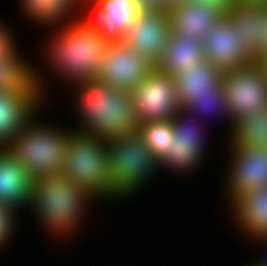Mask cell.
<instances>
[{
	"mask_svg": "<svg viewBox=\"0 0 267 266\" xmlns=\"http://www.w3.org/2000/svg\"><path fill=\"white\" fill-rule=\"evenodd\" d=\"M75 13L76 17L73 16ZM79 14L80 16H77L75 9L50 2L35 10L31 18L37 25L57 28L53 31L55 34L52 32L53 35L48 37L49 44L47 43L44 49L45 59L47 58L45 61L48 64L44 65L50 66L52 73L56 72L57 78L62 77V80L69 82V86L79 82L95 81L100 58L109 44L82 12Z\"/></svg>",
	"mask_w": 267,
	"mask_h": 266,
	"instance_id": "obj_1",
	"label": "cell"
},
{
	"mask_svg": "<svg viewBox=\"0 0 267 266\" xmlns=\"http://www.w3.org/2000/svg\"><path fill=\"white\" fill-rule=\"evenodd\" d=\"M74 88V89H73ZM78 121L72 130L86 132L104 140L139 132L140 123L132 92L95 81L72 84ZM83 123V124H82ZM77 127V128H76Z\"/></svg>",
	"mask_w": 267,
	"mask_h": 266,
	"instance_id": "obj_2",
	"label": "cell"
},
{
	"mask_svg": "<svg viewBox=\"0 0 267 266\" xmlns=\"http://www.w3.org/2000/svg\"><path fill=\"white\" fill-rule=\"evenodd\" d=\"M96 200L86 189L59 174L34 180L27 209H32L49 234L70 238L87 215L88 205Z\"/></svg>",
	"mask_w": 267,
	"mask_h": 266,
	"instance_id": "obj_3",
	"label": "cell"
},
{
	"mask_svg": "<svg viewBox=\"0 0 267 266\" xmlns=\"http://www.w3.org/2000/svg\"><path fill=\"white\" fill-rule=\"evenodd\" d=\"M43 105L30 117L21 134L7 147L33 180L62 174L71 127L39 121ZM40 110V111H39Z\"/></svg>",
	"mask_w": 267,
	"mask_h": 266,
	"instance_id": "obj_4",
	"label": "cell"
},
{
	"mask_svg": "<svg viewBox=\"0 0 267 266\" xmlns=\"http://www.w3.org/2000/svg\"><path fill=\"white\" fill-rule=\"evenodd\" d=\"M106 145L108 174L115 200L135 196L160 170L159 159L147 146L140 132L113 137L106 140Z\"/></svg>",
	"mask_w": 267,
	"mask_h": 266,
	"instance_id": "obj_5",
	"label": "cell"
},
{
	"mask_svg": "<svg viewBox=\"0 0 267 266\" xmlns=\"http://www.w3.org/2000/svg\"><path fill=\"white\" fill-rule=\"evenodd\" d=\"M62 174L86 189L97 201L107 199L115 202L108 174L106 140L86 132L71 130Z\"/></svg>",
	"mask_w": 267,
	"mask_h": 266,
	"instance_id": "obj_6",
	"label": "cell"
},
{
	"mask_svg": "<svg viewBox=\"0 0 267 266\" xmlns=\"http://www.w3.org/2000/svg\"><path fill=\"white\" fill-rule=\"evenodd\" d=\"M223 85L233 124L267 105V77L258 59L224 72Z\"/></svg>",
	"mask_w": 267,
	"mask_h": 266,
	"instance_id": "obj_7",
	"label": "cell"
},
{
	"mask_svg": "<svg viewBox=\"0 0 267 266\" xmlns=\"http://www.w3.org/2000/svg\"><path fill=\"white\" fill-rule=\"evenodd\" d=\"M141 54L122 43H109L100 58L95 82L133 92L153 70Z\"/></svg>",
	"mask_w": 267,
	"mask_h": 266,
	"instance_id": "obj_8",
	"label": "cell"
},
{
	"mask_svg": "<svg viewBox=\"0 0 267 266\" xmlns=\"http://www.w3.org/2000/svg\"><path fill=\"white\" fill-rule=\"evenodd\" d=\"M139 123L172 120L180 110L174 77L156 68L132 92Z\"/></svg>",
	"mask_w": 267,
	"mask_h": 266,
	"instance_id": "obj_9",
	"label": "cell"
},
{
	"mask_svg": "<svg viewBox=\"0 0 267 266\" xmlns=\"http://www.w3.org/2000/svg\"><path fill=\"white\" fill-rule=\"evenodd\" d=\"M228 175L224 184L230 202L237 196L267 186V146H228Z\"/></svg>",
	"mask_w": 267,
	"mask_h": 266,
	"instance_id": "obj_10",
	"label": "cell"
},
{
	"mask_svg": "<svg viewBox=\"0 0 267 266\" xmlns=\"http://www.w3.org/2000/svg\"><path fill=\"white\" fill-rule=\"evenodd\" d=\"M170 34L171 20L168 11L138 13L123 33L121 43L141 54L156 67Z\"/></svg>",
	"mask_w": 267,
	"mask_h": 266,
	"instance_id": "obj_11",
	"label": "cell"
},
{
	"mask_svg": "<svg viewBox=\"0 0 267 266\" xmlns=\"http://www.w3.org/2000/svg\"><path fill=\"white\" fill-rule=\"evenodd\" d=\"M78 9L108 43H121L138 14L133 0H87Z\"/></svg>",
	"mask_w": 267,
	"mask_h": 266,
	"instance_id": "obj_12",
	"label": "cell"
},
{
	"mask_svg": "<svg viewBox=\"0 0 267 266\" xmlns=\"http://www.w3.org/2000/svg\"><path fill=\"white\" fill-rule=\"evenodd\" d=\"M234 26L222 17L202 40L205 59L223 72L241 68L255 59L241 46Z\"/></svg>",
	"mask_w": 267,
	"mask_h": 266,
	"instance_id": "obj_13",
	"label": "cell"
},
{
	"mask_svg": "<svg viewBox=\"0 0 267 266\" xmlns=\"http://www.w3.org/2000/svg\"><path fill=\"white\" fill-rule=\"evenodd\" d=\"M17 46L4 58H0V89L10 90L24 97H43L45 101L48 94L45 90L48 87L45 85L46 78L37 67L34 68L33 63L21 56Z\"/></svg>",
	"mask_w": 267,
	"mask_h": 266,
	"instance_id": "obj_14",
	"label": "cell"
},
{
	"mask_svg": "<svg viewBox=\"0 0 267 266\" xmlns=\"http://www.w3.org/2000/svg\"><path fill=\"white\" fill-rule=\"evenodd\" d=\"M43 104V97H24L0 89V148H7L21 134Z\"/></svg>",
	"mask_w": 267,
	"mask_h": 266,
	"instance_id": "obj_15",
	"label": "cell"
},
{
	"mask_svg": "<svg viewBox=\"0 0 267 266\" xmlns=\"http://www.w3.org/2000/svg\"><path fill=\"white\" fill-rule=\"evenodd\" d=\"M223 74L207 59L178 73L174 76L178 102L184 98L224 97Z\"/></svg>",
	"mask_w": 267,
	"mask_h": 266,
	"instance_id": "obj_16",
	"label": "cell"
},
{
	"mask_svg": "<svg viewBox=\"0 0 267 266\" xmlns=\"http://www.w3.org/2000/svg\"><path fill=\"white\" fill-rule=\"evenodd\" d=\"M33 183L32 177L8 148H0V203L26 209Z\"/></svg>",
	"mask_w": 267,
	"mask_h": 266,
	"instance_id": "obj_17",
	"label": "cell"
},
{
	"mask_svg": "<svg viewBox=\"0 0 267 266\" xmlns=\"http://www.w3.org/2000/svg\"><path fill=\"white\" fill-rule=\"evenodd\" d=\"M235 224L242 235L253 240L267 234V186L237 196L228 202ZM232 208V209H231Z\"/></svg>",
	"mask_w": 267,
	"mask_h": 266,
	"instance_id": "obj_18",
	"label": "cell"
},
{
	"mask_svg": "<svg viewBox=\"0 0 267 266\" xmlns=\"http://www.w3.org/2000/svg\"><path fill=\"white\" fill-rule=\"evenodd\" d=\"M171 33L188 35L203 40L206 34L222 18L217 12L193 0L175 4L168 8Z\"/></svg>",
	"mask_w": 267,
	"mask_h": 266,
	"instance_id": "obj_19",
	"label": "cell"
},
{
	"mask_svg": "<svg viewBox=\"0 0 267 266\" xmlns=\"http://www.w3.org/2000/svg\"><path fill=\"white\" fill-rule=\"evenodd\" d=\"M205 60L202 40L188 35L171 33L163 56L155 67L158 71L174 77L183 70L196 67Z\"/></svg>",
	"mask_w": 267,
	"mask_h": 266,
	"instance_id": "obj_20",
	"label": "cell"
},
{
	"mask_svg": "<svg viewBox=\"0 0 267 266\" xmlns=\"http://www.w3.org/2000/svg\"><path fill=\"white\" fill-rule=\"evenodd\" d=\"M267 6H251L236 3L225 18L234 26L241 46L256 59V50L260 47V23L264 22Z\"/></svg>",
	"mask_w": 267,
	"mask_h": 266,
	"instance_id": "obj_21",
	"label": "cell"
},
{
	"mask_svg": "<svg viewBox=\"0 0 267 266\" xmlns=\"http://www.w3.org/2000/svg\"><path fill=\"white\" fill-rule=\"evenodd\" d=\"M228 137V146H267V105L239 119Z\"/></svg>",
	"mask_w": 267,
	"mask_h": 266,
	"instance_id": "obj_22",
	"label": "cell"
},
{
	"mask_svg": "<svg viewBox=\"0 0 267 266\" xmlns=\"http://www.w3.org/2000/svg\"><path fill=\"white\" fill-rule=\"evenodd\" d=\"M206 142L174 141L169 151L159 160L160 170L168 169L172 173H191L199 169L205 158ZM196 168V169H195Z\"/></svg>",
	"mask_w": 267,
	"mask_h": 266,
	"instance_id": "obj_23",
	"label": "cell"
},
{
	"mask_svg": "<svg viewBox=\"0 0 267 266\" xmlns=\"http://www.w3.org/2000/svg\"><path fill=\"white\" fill-rule=\"evenodd\" d=\"M139 132L145 143L160 160L174 142L172 120L146 121L140 124Z\"/></svg>",
	"mask_w": 267,
	"mask_h": 266,
	"instance_id": "obj_24",
	"label": "cell"
},
{
	"mask_svg": "<svg viewBox=\"0 0 267 266\" xmlns=\"http://www.w3.org/2000/svg\"><path fill=\"white\" fill-rule=\"evenodd\" d=\"M180 109L186 110L189 113L193 114L197 119L200 121H204L202 118H205L208 114L210 117L213 116H220L222 120L225 122L228 121L229 134L227 137L232 133L234 129V124L231 121L229 116L226 97H203V98H184L180 103ZM212 113V114H211ZM216 114V115H215Z\"/></svg>",
	"mask_w": 267,
	"mask_h": 266,
	"instance_id": "obj_25",
	"label": "cell"
},
{
	"mask_svg": "<svg viewBox=\"0 0 267 266\" xmlns=\"http://www.w3.org/2000/svg\"><path fill=\"white\" fill-rule=\"evenodd\" d=\"M200 122V123H199ZM174 141L205 142L203 122L193 114L180 109L172 119ZM202 125V126H201Z\"/></svg>",
	"mask_w": 267,
	"mask_h": 266,
	"instance_id": "obj_26",
	"label": "cell"
},
{
	"mask_svg": "<svg viewBox=\"0 0 267 266\" xmlns=\"http://www.w3.org/2000/svg\"><path fill=\"white\" fill-rule=\"evenodd\" d=\"M19 209L0 203V247H4L15 233ZM4 245V246H3Z\"/></svg>",
	"mask_w": 267,
	"mask_h": 266,
	"instance_id": "obj_27",
	"label": "cell"
},
{
	"mask_svg": "<svg viewBox=\"0 0 267 266\" xmlns=\"http://www.w3.org/2000/svg\"><path fill=\"white\" fill-rule=\"evenodd\" d=\"M14 34L0 20V58H4L17 44Z\"/></svg>",
	"mask_w": 267,
	"mask_h": 266,
	"instance_id": "obj_28",
	"label": "cell"
},
{
	"mask_svg": "<svg viewBox=\"0 0 267 266\" xmlns=\"http://www.w3.org/2000/svg\"><path fill=\"white\" fill-rule=\"evenodd\" d=\"M201 5L217 12L221 17L237 3V0H193Z\"/></svg>",
	"mask_w": 267,
	"mask_h": 266,
	"instance_id": "obj_29",
	"label": "cell"
},
{
	"mask_svg": "<svg viewBox=\"0 0 267 266\" xmlns=\"http://www.w3.org/2000/svg\"><path fill=\"white\" fill-rule=\"evenodd\" d=\"M138 13L168 11L162 0H133Z\"/></svg>",
	"mask_w": 267,
	"mask_h": 266,
	"instance_id": "obj_30",
	"label": "cell"
},
{
	"mask_svg": "<svg viewBox=\"0 0 267 266\" xmlns=\"http://www.w3.org/2000/svg\"><path fill=\"white\" fill-rule=\"evenodd\" d=\"M50 2V0H19L21 11H23V13H25L24 15L29 19L33 17L35 10L40 9L43 5Z\"/></svg>",
	"mask_w": 267,
	"mask_h": 266,
	"instance_id": "obj_31",
	"label": "cell"
},
{
	"mask_svg": "<svg viewBox=\"0 0 267 266\" xmlns=\"http://www.w3.org/2000/svg\"><path fill=\"white\" fill-rule=\"evenodd\" d=\"M267 53V9L264 11V22L260 23V47L256 50V59Z\"/></svg>",
	"mask_w": 267,
	"mask_h": 266,
	"instance_id": "obj_32",
	"label": "cell"
},
{
	"mask_svg": "<svg viewBox=\"0 0 267 266\" xmlns=\"http://www.w3.org/2000/svg\"><path fill=\"white\" fill-rule=\"evenodd\" d=\"M86 1L87 0H54L53 2L64 8L77 9Z\"/></svg>",
	"mask_w": 267,
	"mask_h": 266,
	"instance_id": "obj_33",
	"label": "cell"
},
{
	"mask_svg": "<svg viewBox=\"0 0 267 266\" xmlns=\"http://www.w3.org/2000/svg\"><path fill=\"white\" fill-rule=\"evenodd\" d=\"M253 241L260 242L259 244L262 243V244L267 245L266 244L267 243V234H261V235L255 237L253 239ZM263 258H265V259L260 258L259 261L255 260V262L253 264L256 265V266H267V257H263Z\"/></svg>",
	"mask_w": 267,
	"mask_h": 266,
	"instance_id": "obj_34",
	"label": "cell"
},
{
	"mask_svg": "<svg viewBox=\"0 0 267 266\" xmlns=\"http://www.w3.org/2000/svg\"><path fill=\"white\" fill-rule=\"evenodd\" d=\"M238 3L251 6H267V0H237Z\"/></svg>",
	"mask_w": 267,
	"mask_h": 266,
	"instance_id": "obj_35",
	"label": "cell"
},
{
	"mask_svg": "<svg viewBox=\"0 0 267 266\" xmlns=\"http://www.w3.org/2000/svg\"><path fill=\"white\" fill-rule=\"evenodd\" d=\"M163 3L166 5L167 8L175 5V4H178V3H183L185 2L186 0H162Z\"/></svg>",
	"mask_w": 267,
	"mask_h": 266,
	"instance_id": "obj_36",
	"label": "cell"
},
{
	"mask_svg": "<svg viewBox=\"0 0 267 266\" xmlns=\"http://www.w3.org/2000/svg\"><path fill=\"white\" fill-rule=\"evenodd\" d=\"M262 65H263V68L265 70V75L267 77V53L264 54L261 58L258 59Z\"/></svg>",
	"mask_w": 267,
	"mask_h": 266,
	"instance_id": "obj_37",
	"label": "cell"
}]
</instances>
